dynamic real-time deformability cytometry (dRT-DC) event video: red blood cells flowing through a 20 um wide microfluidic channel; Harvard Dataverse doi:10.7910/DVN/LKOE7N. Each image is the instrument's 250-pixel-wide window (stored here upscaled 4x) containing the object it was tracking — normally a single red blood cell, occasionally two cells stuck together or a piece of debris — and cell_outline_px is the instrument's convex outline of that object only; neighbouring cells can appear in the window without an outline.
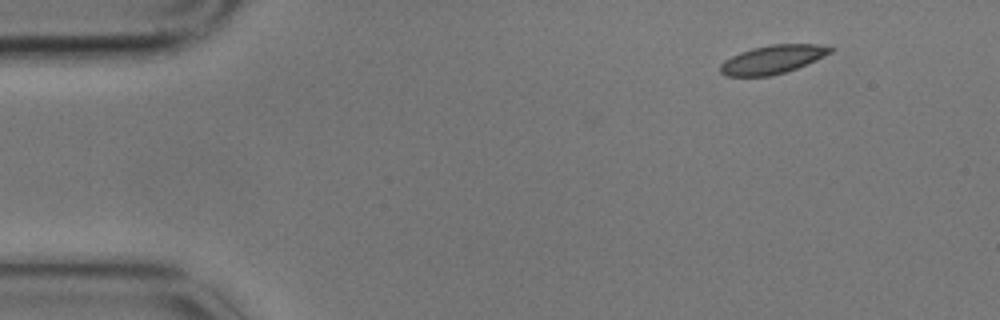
{"species": "common noctule bat (a hibernating species)", "species_latin": "Nyctalus noctula", "temperature_condition": "cold", "stored_images_in_passage": 3, "segment_of_instrument_passage": [2, 2], "camera_frame_rate_fps": 3000, "um_per_image_px": 0.085, "animal": {"sex": "male", "body_mass_g": 17.9}, "frame": {"image": 1, "passage_image": 3, "time_ms": 0.667, "image_size_px": [1000, 320], "cell_outline_px": [[836, 48], [832, 52], [816, 60], [796, 68], [784, 72], [768, 76], [724, 76], [720, 72], [720, 64], [724, 60], [740, 52], [752, 48], [772, 44], [816, 44]], "centroid_in_image_um": [65.66, 5.05], "position_along_channel_um": 19.3, "area_um2": 18.21}}